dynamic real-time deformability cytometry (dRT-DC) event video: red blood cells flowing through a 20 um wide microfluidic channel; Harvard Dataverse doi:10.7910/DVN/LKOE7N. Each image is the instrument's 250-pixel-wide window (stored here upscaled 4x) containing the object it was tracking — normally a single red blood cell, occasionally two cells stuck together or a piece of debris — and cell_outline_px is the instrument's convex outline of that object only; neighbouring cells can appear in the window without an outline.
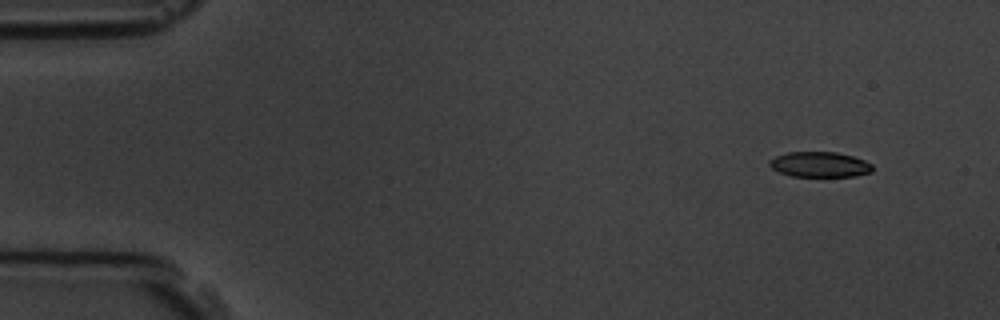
{"species": "common noctule bat (a hibernating species)", "species_latin": "Nyctalus noctula", "temperature_condition": "room temperature", "stored_images_in_passage": 5, "camera_frame_rate_fps": 3000, "um_per_image_px": 0.085, "animal": {"sex": "male", "body_mass_g": 19.5, "forearm_length_mm": 54.6}, "frame": {"image": 1, "passage_image": 1, "time_ms": 0.0, "image_size_px": [1000, 320], "cell_outline_px": [[872, 172], [856, 176], [792, 176], [780, 172], [772, 168], [768, 164], [768, 160], [776, 156], [788, 152], [836, 152], [852, 156], [864, 160], [872, 164]], "centroid_in_image_um": [69.67, 13.98], "position_along_channel_um": 15.3, "area_um2": 15.14}}
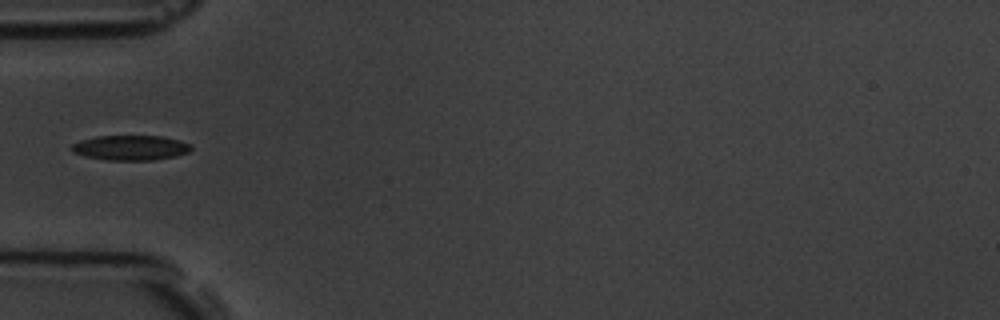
{"frame": {"image": 2, "passage_image": 5, "time_ms": 4.667, "image_size_px": [1000, 320], "cell_outline_px": [[192, 148], [188, 152], [176, 156], [152, 160], [104, 160], [72, 152], [72, 144], [80, 140], [96, 136], [164, 136], [180, 140], [192, 144]], "centroid_in_image_um": [11.13, 12.55], "position_along_channel_um": 73.9, "area_um2": 17.4}}